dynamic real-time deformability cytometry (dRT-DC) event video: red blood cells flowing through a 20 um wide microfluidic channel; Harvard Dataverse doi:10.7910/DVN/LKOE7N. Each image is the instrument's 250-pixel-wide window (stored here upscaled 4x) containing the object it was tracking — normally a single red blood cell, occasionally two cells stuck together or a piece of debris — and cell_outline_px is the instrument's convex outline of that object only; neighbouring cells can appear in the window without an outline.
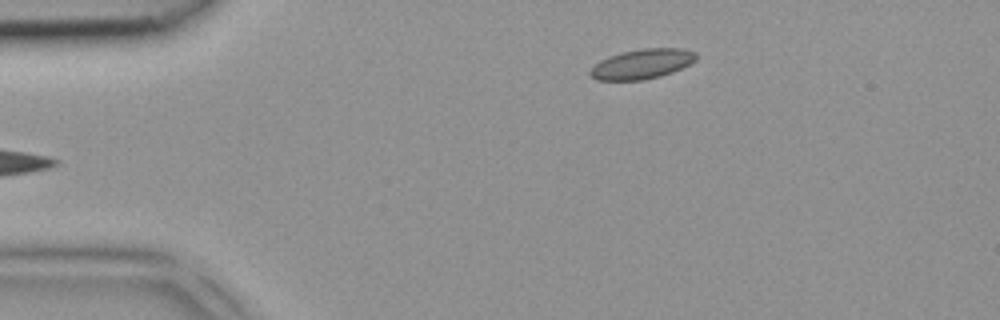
{"species": "common noctule bat (a hibernating species)", "species_latin": "Nyctalus noctula", "temperature_condition": "room temperature", "stored_images_in_passage": 4, "camera_frame_rate_fps": 3000, "um_per_image_px": 0.085, "animal": {"sex": "female", "body_mass_g": 18.4}, "frame": {"image": 1, "passage_image": 4, "time_ms": 1.0, "image_size_px": [1000, 320], "cell_outline_px": [[696, 60], [672, 72], [660, 76], [644, 80], [596, 80], [588, 72], [600, 60], [608, 56], [620, 52], [644, 48], [684, 48], [696, 52]], "centroid_in_image_um": [54.57, 5.43], "position_along_channel_um": 30.4, "area_um2": 18.38}}